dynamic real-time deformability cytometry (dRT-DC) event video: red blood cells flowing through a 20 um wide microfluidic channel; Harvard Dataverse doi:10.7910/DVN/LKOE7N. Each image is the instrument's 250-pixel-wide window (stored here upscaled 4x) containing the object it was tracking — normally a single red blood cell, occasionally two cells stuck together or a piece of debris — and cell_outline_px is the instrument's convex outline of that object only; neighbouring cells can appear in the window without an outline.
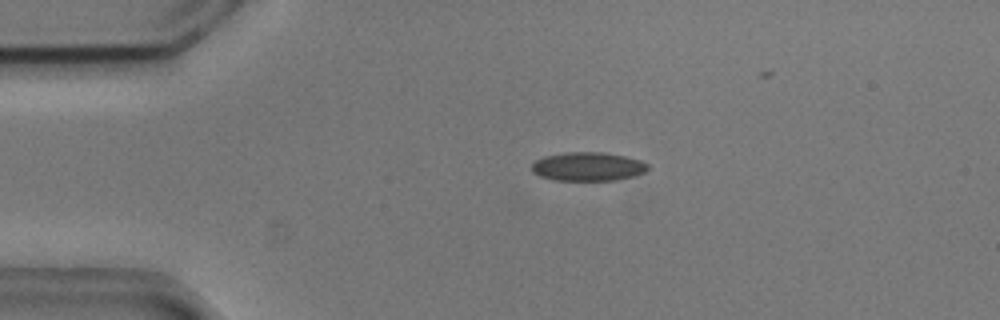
{"species": "common noctule bat (a hibernating species)", "species_latin": "Nyctalus noctula", "temperature_condition": "cold", "stored_images_in_passage": 45, "camera_frame_rate_fps": 3000, "um_per_image_px": 0.085, "animal": {"sex": "male", "body_mass_g": 20.5, "forearm_length_mm": 52.5}, "frame": {"image": 1, "passage_image": 12, "time_ms": 3.667, "image_size_px": [1000, 320], "cell_outline_px": [[648, 168], [644, 172], [632, 176], [616, 180], [556, 180], [540, 176], [532, 172], [532, 164], [536, 160], [544, 156], [564, 152], [604, 152], [624, 156], [640, 160], [648, 164]], "centroid_in_image_um": [49.95, 14.15], "position_along_channel_um": 35.0, "area_um2": 19.36}}
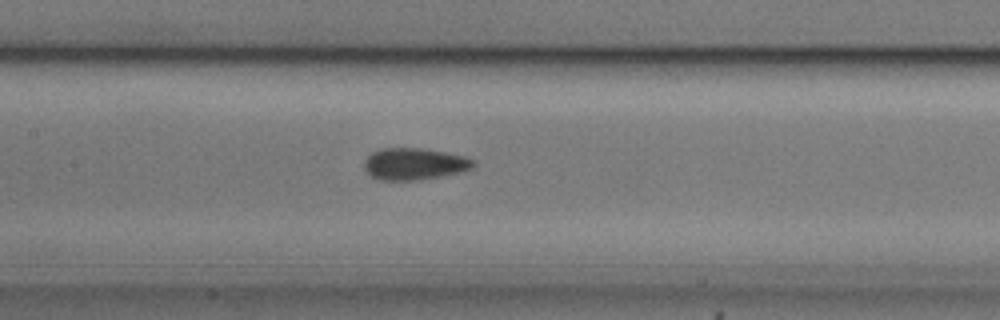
{"frame": {"image": 2, "passage_image": 26, "time_ms": 8.333, "image_size_px": [1000, 320], "cell_outline_px": [[476, 164], [472, 168], [460, 172], [420, 180], [380, 180], [372, 176], [364, 168], [364, 160], [372, 152], [380, 148], [424, 148], [464, 156], [476, 160]], "centroid_in_image_um": [35.23, 13.92], "position_along_channel_um": 172.2, "area_um2": 20.29}}
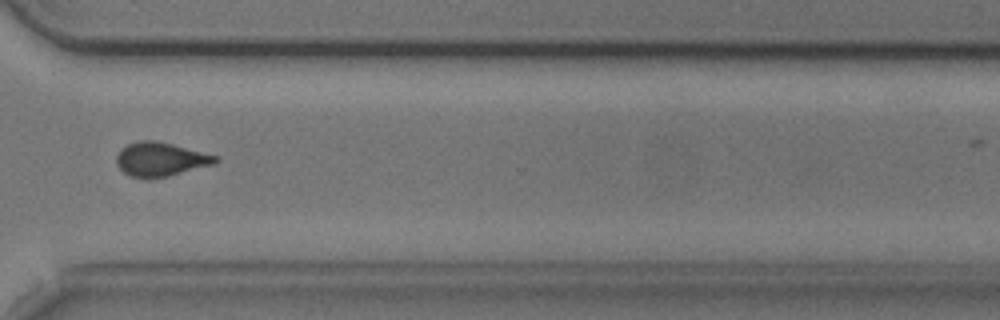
{"frame": {"image": 3, "passage_image": 41, "time_ms": 13.333, "image_size_px": [1000, 320], "cell_outline_px": [[220, 160], [216, 164], [152, 180], [148, 180], [132, 176], [124, 172], [116, 164], [116, 156], [120, 148], [128, 144], [140, 140], [156, 140], [220, 156]], "centroid_in_image_um": [13.67, 13.55], "position_along_channel_um": 356.9, "area_um2": 20.0}}